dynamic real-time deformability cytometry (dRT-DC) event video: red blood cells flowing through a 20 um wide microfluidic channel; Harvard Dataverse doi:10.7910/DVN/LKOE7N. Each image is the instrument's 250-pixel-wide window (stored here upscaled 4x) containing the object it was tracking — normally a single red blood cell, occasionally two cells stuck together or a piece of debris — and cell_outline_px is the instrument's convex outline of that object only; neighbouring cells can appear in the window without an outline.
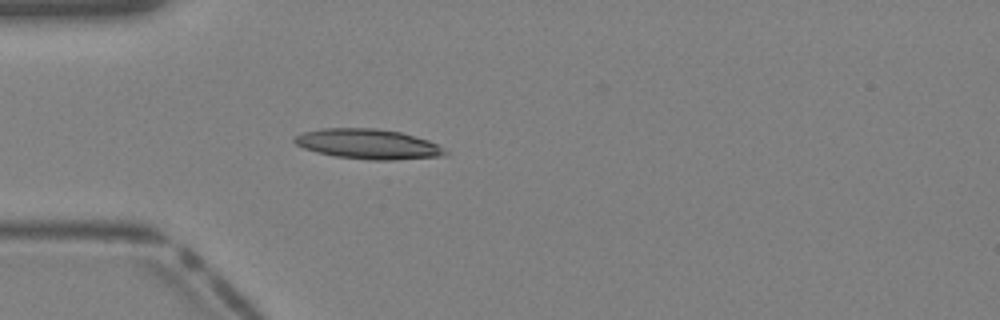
{"species": "Egyptian fruit bat (a non-hibernating species)", "species_latin": "Rousettus aegyptiacus", "temperature_condition": "warm", "stored_images_in_passage": 29, "camera_frame_rate_fps": 3000, "um_per_image_px": 0.085, "animal": {"sex": "female"}, "frame": {"image": 1, "passage_image": 1, "time_ms": 0.0, "image_size_px": [1000, 320], "cell_outline_px": [[448, 152], [444, 156], [396, 160], [368, 160], [336, 156], [316, 152], [304, 148], [296, 144], [292, 140], [296, 136], [304, 132], [324, 128], [376, 128], [400, 132], [428, 140], [436, 144]], "centroid_in_image_um": [31.29, 12.25], "position_along_channel_um": 53.7, "area_um2": 26.24}}
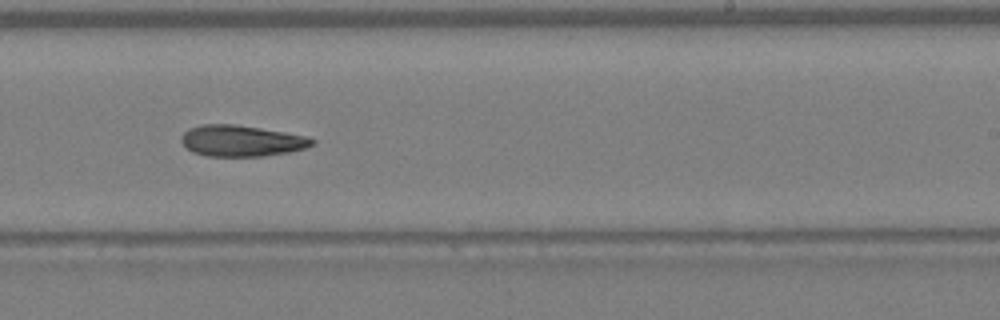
{"frame": {"image": 2, "passage_image": 14, "time_ms": 4.333, "image_size_px": [1000, 320], "cell_outline_px": [[316, 144], [304, 148], [288, 152], [264, 156], [208, 156], [192, 152], [180, 140], [180, 136], [188, 128], [204, 124], [236, 124], [284, 132], [304, 136], [316, 140]], "centroid_in_image_um": [20.5, 11.96], "position_along_channel_um": 268.5, "area_um2": 23.7}}
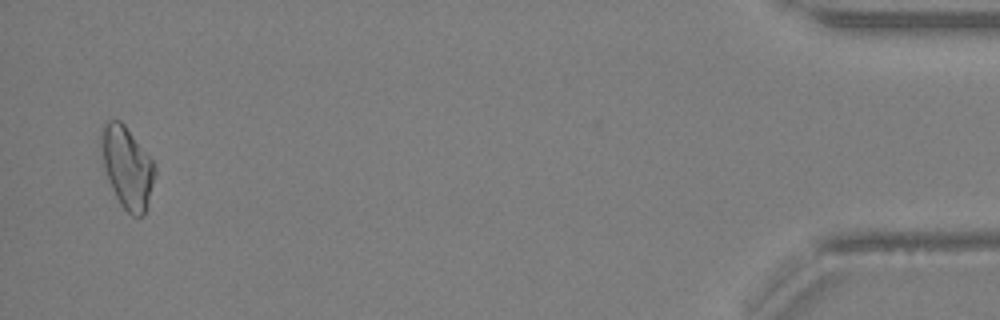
{"frame": {"image": 3, "passage_image": 28, "time_ms": 9.0, "image_size_px": [1000, 320], "cell_outline_px": [[156, 172], [144, 216], [132, 216], [120, 204], [112, 188], [104, 168], [100, 140], [100, 132], [104, 120], [120, 120], [124, 124], [152, 160], [156, 168]], "centroid_in_image_um": [10.79, 14.2], "position_along_channel_um": 424.4, "area_um2": 25.32}}